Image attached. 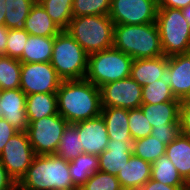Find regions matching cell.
I'll list each match as a JSON object with an SVG mask.
<instances>
[{
  "mask_svg": "<svg viewBox=\"0 0 190 190\" xmlns=\"http://www.w3.org/2000/svg\"><path fill=\"white\" fill-rule=\"evenodd\" d=\"M58 114L68 123L101 115L100 88L86 78L62 80L56 92Z\"/></svg>",
  "mask_w": 190,
  "mask_h": 190,
  "instance_id": "cell-1",
  "label": "cell"
},
{
  "mask_svg": "<svg viewBox=\"0 0 190 190\" xmlns=\"http://www.w3.org/2000/svg\"><path fill=\"white\" fill-rule=\"evenodd\" d=\"M18 183L28 190H77L69 172V161L56 154L35 155Z\"/></svg>",
  "mask_w": 190,
  "mask_h": 190,
  "instance_id": "cell-2",
  "label": "cell"
},
{
  "mask_svg": "<svg viewBox=\"0 0 190 190\" xmlns=\"http://www.w3.org/2000/svg\"><path fill=\"white\" fill-rule=\"evenodd\" d=\"M113 47L134 60L164 55L156 22L141 25L114 24Z\"/></svg>",
  "mask_w": 190,
  "mask_h": 190,
  "instance_id": "cell-3",
  "label": "cell"
},
{
  "mask_svg": "<svg viewBox=\"0 0 190 190\" xmlns=\"http://www.w3.org/2000/svg\"><path fill=\"white\" fill-rule=\"evenodd\" d=\"M66 31L88 54L113 47L114 22L109 15L73 17Z\"/></svg>",
  "mask_w": 190,
  "mask_h": 190,
  "instance_id": "cell-4",
  "label": "cell"
},
{
  "mask_svg": "<svg viewBox=\"0 0 190 190\" xmlns=\"http://www.w3.org/2000/svg\"><path fill=\"white\" fill-rule=\"evenodd\" d=\"M51 65L62 80L83 79L88 69V53L66 31L54 37Z\"/></svg>",
  "mask_w": 190,
  "mask_h": 190,
  "instance_id": "cell-5",
  "label": "cell"
},
{
  "mask_svg": "<svg viewBox=\"0 0 190 190\" xmlns=\"http://www.w3.org/2000/svg\"><path fill=\"white\" fill-rule=\"evenodd\" d=\"M134 59L111 47L88 54L86 79L97 87L130 77Z\"/></svg>",
  "mask_w": 190,
  "mask_h": 190,
  "instance_id": "cell-6",
  "label": "cell"
},
{
  "mask_svg": "<svg viewBox=\"0 0 190 190\" xmlns=\"http://www.w3.org/2000/svg\"><path fill=\"white\" fill-rule=\"evenodd\" d=\"M156 24L165 56L190 53V26L181 9L158 8Z\"/></svg>",
  "mask_w": 190,
  "mask_h": 190,
  "instance_id": "cell-7",
  "label": "cell"
},
{
  "mask_svg": "<svg viewBox=\"0 0 190 190\" xmlns=\"http://www.w3.org/2000/svg\"><path fill=\"white\" fill-rule=\"evenodd\" d=\"M67 125L68 122L60 114L29 123L26 133L35 155L55 154Z\"/></svg>",
  "mask_w": 190,
  "mask_h": 190,
  "instance_id": "cell-8",
  "label": "cell"
},
{
  "mask_svg": "<svg viewBox=\"0 0 190 190\" xmlns=\"http://www.w3.org/2000/svg\"><path fill=\"white\" fill-rule=\"evenodd\" d=\"M34 156L26 131H18L5 144L0 162L14 182L18 183L26 174Z\"/></svg>",
  "mask_w": 190,
  "mask_h": 190,
  "instance_id": "cell-9",
  "label": "cell"
},
{
  "mask_svg": "<svg viewBox=\"0 0 190 190\" xmlns=\"http://www.w3.org/2000/svg\"><path fill=\"white\" fill-rule=\"evenodd\" d=\"M62 79L50 62H21L20 89L26 94L56 93Z\"/></svg>",
  "mask_w": 190,
  "mask_h": 190,
  "instance_id": "cell-10",
  "label": "cell"
},
{
  "mask_svg": "<svg viewBox=\"0 0 190 190\" xmlns=\"http://www.w3.org/2000/svg\"><path fill=\"white\" fill-rule=\"evenodd\" d=\"M157 0H111L109 17L114 24L141 25L156 22Z\"/></svg>",
  "mask_w": 190,
  "mask_h": 190,
  "instance_id": "cell-11",
  "label": "cell"
},
{
  "mask_svg": "<svg viewBox=\"0 0 190 190\" xmlns=\"http://www.w3.org/2000/svg\"><path fill=\"white\" fill-rule=\"evenodd\" d=\"M100 93L102 107L130 110L140 108L142 104V86L131 77L101 86Z\"/></svg>",
  "mask_w": 190,
  "mask_h": 190,
  "instance_id": "cell-12",
  "label": "cell"
},
{
  "mask_svg": "<svg viewBox=\"0 0 190 190\" xmlns=\"http://www.w3.org/2000/svg\"><path fill=\"white\" fill-rule=\"evenodd\" d=\"M77 130L83 146V153L100 155L109 142L105 120L102 115L79 121Z\"/></svg>",
  "mask_w": 190,
  "mask_h": 190,
  "instance_id": "cell-13",
  "label": "cell"
},
{
  "mask_svg": "<svg viewBox=\"0 0 190 190\" xmlns=\"http://www.w3.org/2000/svg\"><path fill=\"white\" fill-rule=\"evenodd\" d=\"M2 118L18 131H26L28 118L26 113V94L20 89L0 91Z\"/></svg>",
  "mask_w": 190,
  "mask_h": 190,
  "instance_id": "cell-14",
  "label": "cell"
},
{
  "mask_svg": "<svg viewBox=\"0 0 190 190\" xmlns=\"http://www.w3.org/2000/svg\"><path fill=\"white\" fill-rule=\"evenodd\" d=\"M172 93L178 100L190 94V53L168 57L167 76Z\"/></svg>",
  "mask_w": 190,
  "mask_h": 190,
  "instance_id": "cell-15",
  "label": "cell"
},
{
  "mask_svg": "<svg viewBox=\"0 0 190 190\" xmlns=\"http://www.w3.org/2000/svg\"><path fill=\"white\" fill-rule=\"evenodd\" d=\"M133 141H114L109 139L107 148L98 155L99 170L117 176L122 168L129 162Z\"/></svg>",
  "mask_w": 190,
  "mask_h": 190,
  "instance_id": "cell-16",
  "label": "cell"
},
{
  "mask_svg": "<svg viewBox=\"0 0 190 190\" xmlns=\"http://www.w3.org/2000/svg\"><path fill=\"white\" fill-rule=\"evenodd\" d=\"M167 66L168 57L165 55L135 59L132 63L130 77L143 87L156 80L166 78Z\"/></svg>",
  "mask_w": 190,
  "mask_h": 190,
  "instance_id": "cell-17",
  "label": "cell"
},
{
  "mask_svg": "<svg viewBox=\"0 0 190 190\" xmlns=\"http://www.w3.org/2000/svg\"><path fill=\"white\" fill-rule=\"evenodd\" d=\"M152 164L132 154L129 162L118 172L121 188L139 190L151 178Z\"/></svg>",
  "mask_w": 190,
  "mask_h": 190,
  "instance_id": "cell-18",
  "label": "cell"
},
{
  "mask_svg": "<svg viewBox=\"0 0 190 190\" xmlns=\"http://www.w3.org/2000/svg\"><path fill=\"white\" fill-rule=\"evenodd\" d=\"M23 29L30 35L43 37H55L62 31L38 1L32 6Z\"/></svg>",
  "mask_w": 190,
  "mask_h": 190,
  "instance_id": "cell-19",
  "label": "cell"
},
{
  "mask_svg": "<svg viewBox=\"0 0 190 190\" xmlns=\"http://www.w3.org/2000/svg\"><path fill=\"white\" fill-rule=\"evenodd\" d=\"M165 155L190 185V135L181 133L174 141L166 145Z\"/></svg>",
  "mask_w": 190,
  "mask_h": 190,
  "instance_id": "cell-20",
  "label": "cell"
},
{
  "mask_svg": "<svg viewBox=\"0 0 190 190\" xmlns=\"http://www.w3.org/2000/svg\"><path fill=\"white\" fill-rule=\"evenodd\" d=\"M101 115L105 120L109 139L114 141H133L128 123V109L102 107Z\"/></svg>",
  "mask_w": 190,
  "mask_h": 190,
  "instance_id": "cell-21",
  "label": "cell"
},
{
  "mask_svg": "<svg viewBox=\"0 0 190 190\" xmlns=\"http://www.w3.org/2000/svg\"><path fill=\"white\" fill-rule=\"evenodd\" d=\"M180 101H166L158 104H141L140 108L153 127H165L179 123Z\"/></svg>",
  "mask_w": 190,
  "mask_h": 190,
  "instance_id": "cell-22",
  "label": "cell"
},
{
  "mask_svg": "<svg viewBox=\"0 0 190 190\" xmlns=\"http://www.w3.org/2000/svg\"><path fill=\"white\" fill-rule=\"evenodd\" d=\"M28 122L58 114L56 93H35L26 95Z\"/></svg>",
  "mask_w": 190,
  "mask_h": 190,
  "instance_id": "cell-23",
  "label": "cell"
},
{
  "mask_svg": "<svg viewBox=\"0 0 190 190\" xmlns=\"http://www.w3.org/2000/svg\"><path fill=\"white\" fill-rule=\"evenodd\" d=\"M54 37L29 35L19 60L23 63L51 62Z\"/></svg>",
  "mask_w": 190,
  "mask_h": 190,
  "instance_id": "cell-24",
  "label": "cell"
},
{
  "mask_svg": "<svg viewBox=\"0 0 190 190\" xmlns=\"http://www.w3.org/2000/svg\"><path fill=\"white\" fill-rule=\"evenodd\" d=\"M99 170L98 155L82 153L69 161V172L74 186L81 188Z\"/></svg>",
  "mask_w": 190,
  "mask_h": 190,
  "instance_id": "cell-25",
  "label": "cell"
},
{
  "mask_svg": "<svg viewBox=\"0 0 190 190\" xmlns=\"http://www.w3.org/2000/svg\"><path fill=\"white\" fill-rule=\"evenodd\" d=\"M164 185L190 186L179 174L166 155L160 156L151 167V178Z\"/></svg>",
  "mask_w": 190,
  "mask_h": 190,
  "instance_id": "cell-26",
  "label": "cell"
},
{
  "mask_svg": "<svg viewBox=\"0 0 190 190\" xmlns=\"http://www.w3.org/2000/svg\"><path fill=\"white\" fill-rule=\"evenodd\" d=\"M83 153V146L77 130L76 123H68L61 137L56 155L66 161H72Z\"/></svg>",
  "mask_w": 190,
  "mask_h": 190,
  "instance_id": "cell-27",
  "label": "cell"
},
{
  "mask_svg": "<svg viewBox=\"0 0 190 190\" xmlns=\"http://www.w3.org/2000/svg\"><path fill=\"white\" fill-rule=\"evenodd\" d=\"M6 11L4 25L9 29L23 28L35 0H5Z\"/></svg>",
  "mask_w": 190,
  "mask_h": 190,
  "instance_id": "cell-28",
  "label": "cell"
},
{
  "mask_svg": "<svg viewBox=\"0 0 190 190\" xmlns=\"http://www.w3.org/2000/svg\"><path fill=\"white\" fill-rule=\"evenodd\" d=\"M38 2L61 30H66L68 28L73 18V0H38Z\"/></svg>",
  "mask_w": 190,
  "mask_h": 190,
  "instance_id": "cell-29",
  "label": "cell"
},
{
  "mask_svg": "<svg viewBox=\"0 0 190 190\" xmlns=\"http://www.w3.org/2000/svg\"><path fill=\"white\" fill-rule=\"evenodd\" d=\"M21 61L0 56V91L20 88Z\"/></svg>",
  "mask_w": 190,
  "mask_h": 190,
  "instance_id": "cell-30",
  "label": "cell"
},
{
  "mask_svg": "<svg viewBox=\"0 0 190 190\" xmlns=\"http://www.w3.org/2000/svg\"><path fill=\"white\" fill-rule=\"evenodd\" d=\"M132 152L143 160L154 163L160 156L166 153V144L149 135L145 138L133 140Z\"/></svg>",
  "mask_w": 190,
  "mask_h": 190,
  "instance_id": "cell-31",
  "label": "cell"
},
{
  "mask_svg": "<svg viewBox=\"0 0 190 190\" xmlns=\"http://www.w3.org/2000/svg\"><path fill=\"white\" fill-rule=\"evenodd\" d=\"M166 101H180L172 93L167 78L142 87V104H158Z\"/></svg>",
  "mask_w": 190,
  "mask_h": 190,
  "instance_id": "cell-32",
  "label": "cell"
},
{
  "mask_svg": "<svg viewBox=\"0 0 190 190\" xmlns=\"http://www.w3.org/2000/svg\"><path fill=\"white\" fill-rule=\"evenodd\" d=\"M111 0H73L72 16L108 15Z\"/></svg>",
  "mask_w": 190,
  "mask_h": 190,
  "instance_id": "cell-33",
  "label": "cell"
},
{
  "mask_svg": "<svg viewBox=\"0 0 190 190\" xmlns=\"http://www.w3.org/2000/svg\"><path fill=\"white\" fill-rule=\"evenodd\" d=\"M129 131L133 140L151 135L152 126L141 108L128 110Z\"/></svg>",
  "mask_w": 190,
  "mask_h": 190,
  "instance_id": "cell-34",
  "label": "cell"
},
{
  "mask_svg": "<svg viewBox=\"0 0 190 190\" xmlns=\"http://www.w3.org/2000/svg\"><path fill=\"white\" fill-rule=\"evenodd\" d=\"M116 176L98 170L79 190H121Z\"/></svg>",
  "mask_w": 190,
  "mask_h": 190,
  "instance_id": "cell-35",
  "label": "cell"
},
{
  "mask_svg": "<svg viewBox=\"0 0 190 190\" xmlns=\"http://www.w3.org/2000/svg\"><path fill=\"white\" fill-rule=\"evenodd\" d=\"M29 33L23 28L9 29L7 38L6 56L19 59L29 37Z\"/></svg>",
  "mask_w": 190,
  "mask_h": 190,
  "instance_id": "cell-36",
  "label": "cell"
},
{
  "mask_svg": "<svg viewBox=\"0 0 190 190\" xmlns=\"http://www.w3.org/2000/svg\"><path fill=\"white\" fill-rule=\"evenodd\" d=\"M180 123H171L165 127H153L151 135L162 143L168 145L181 134Z\"/></svg>",
  "mask_w": 190,
  "mask_h": 190,
  "instance_id": "cell-37",
  "label": "cell"
},
{
  "mask_svg": "<svg viewBox=\"0 0 190 190\" xmlns=\"http://www.w3.org/2000/svg\"><path fill=\"white\" fill-rule=\"evenodd\" d=\"M179 123L181 132L190 135V97L184 98L180 101Z\"/></svg>",
  "mask_w": 190,
  "mask_h": 190,
  "instance_id": "cell-38",
  "label": "cell"
},
{
  "mask_svg": "<svg viewBox=\"0 0 190 190\" xmlns=\"http://www.w3.org/2000/svg\"><path fill=\"white\" fill-rule=\"evenodd\" d=\"M18 132L10 123H8L4 118H0V154L9 141V139Z\"/></svg>",
  "mask_w": 190,
  "mask_h": 190,
  "instance_id": "cell-39",
  "label": "cell"
},
{
  "mask_svg": "<svg viewBox=\"0 0 190 190\" xmlns=\"http://www.w3.org/2000/svg\"><path fill=\"white\" fill-rule=\"evenodd\" d=\"M188 187L164 185L159 181L149 179L139 190H187Z\"/></svg>",
  "mask_w": 190,
  "mask_h": 190,
  "instance_id": "cell-40",
  "label": "cell"
},
{
  "mask_svg": "<svg viewBox=\"0 0 190 190\" xmlns=\"http://www.w3.org/2000/svg\"><path fill=\"white\" fill-rule=\"evenodd\" d=\"M158 8L183 9L190 5V0H157Z\"/></svg>",
  "mask_w": 190,
  "mask_h": 190,
  "instance_id": "cell-41",
  "label": "cell"
},
{
  "mask_svg": "<svg viewBox=\"0 0 190 190\" xmlns=\"http://www.w3.org/2000/svg\"><path fill=\"white\" fill-rule=\"evenodd\" d=\"M14 184V180L8 175L0 162V190H11Z\"/></svg>",
  "mask_w": 190,
  "mask_h": 190,
  "instance_id": "cell-42",
  "label": "cell"
},
{
  "mask_svg": "<svg viewBox=\"0 0 190 190\" xmlns=\"http://www.w3.org/2000/svg\"><path fill=\"white\" fill-rule=\"evenodd\" d=\"M9 28L5 25L0 26V56H6L7 38Z\"/></svg>",
  "mask_w": 190,
  "mask_h": 190,
  "instance_id": "cell-43",
  "label": "cell"
},
{
  "mask_svg": "<svg viewBox=\"0 0 190 190\" xmlns=\"http://www.w3.org/2000/svg\"><path fill=\"white\" fill-rule=\"evenodd\" d=\"M5 11H6V1L0 0V26L4 25Z\"/></svg>",
  "mask_w": 190,
  "mask_h": 190,
  "instance_id": "cell-44",
  "label": "cell"
},
{
  "mask_svg": "<svg viewBox=\"0 0 190 190\" xmlns=\"http://www.w3.org/2000/svg\"><path fill=\"white\" fill-rule=\"evenodd\" d=\"M182 11H183L184 17L189 22V26H190V5H188L186 8H183Z\"/></svg>",
  "mask_w": 190,
  "mask_h": 190,
  "instance_id": "cell-45",
  "label": "cell"
},
{
  "mask_svg": "<svg viewBox=\"0 0 190 190\" xmlns=\"http://www.w3.org/2000/svg\"><path fill=\"white\" fill-rule=\"evenodd\" d=\"M11 190H28L21 186L19 183H15Z\"/></svg>",
  "mask_w": 190,
  "mask_h": 190,
  "instance_id": "cell-46",
  "label": "cell"
},
{
  "mask_svg": "<svg viewBox=\"0 0 190 190\" xmlns=\"http://www.w3.org/2000/svg\"><path fill=\"white\" fill-rule=\"evenodd\" d=\"M2 108L0 107V118H2V110H1Z\"/></svg>",
  "mask_w": 190,
  "mask_h": 190,
  "instance_id": "cell-47",
  "label": "cell"
}]
</instances>
